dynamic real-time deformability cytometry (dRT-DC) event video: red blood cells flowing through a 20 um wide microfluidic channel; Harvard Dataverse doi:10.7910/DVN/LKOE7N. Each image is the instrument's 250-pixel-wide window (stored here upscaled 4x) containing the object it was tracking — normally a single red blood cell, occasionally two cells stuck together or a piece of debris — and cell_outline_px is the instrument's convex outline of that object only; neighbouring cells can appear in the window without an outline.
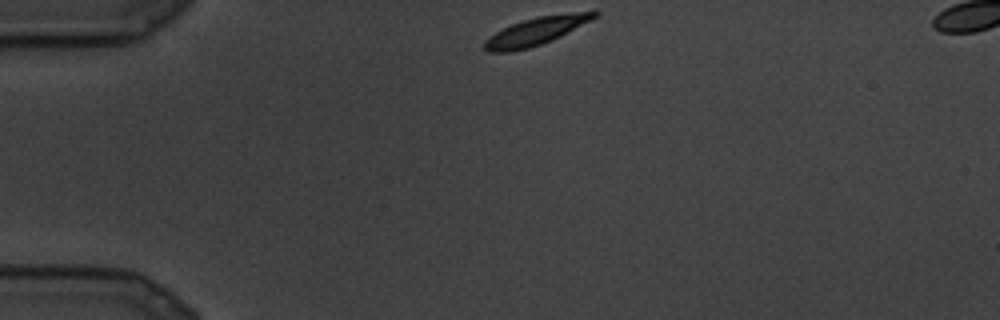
{"species": "common noctule bat (a hibernating species)", "species_latin": "Nyctalus noctula", "temperature_condition": "cold", "stored_images_in_passage": 8, "camera_frame_rate_fps": 3000, "um_per_image_px": 0.085, "animal": {"sex": "male", "body_mass_g": 19.5, "forearm_length_mm": 54.6}, "frame": {"image": 1, "passage_image": 1, "time_ms": 0.0, "image_size_px": [1000, 320], "cell_outline_px": [[600, 12], [592, 20], [552, 40], [528, 48], [512, 52], [488, 52], [480, 44], [484, 40], [496, 32], [512, 24], [524, 20], [540, 16], [576, 12]], "centroid_in_image_um": [45.5, 2.67], "position_along_channel_um": 39.5, "area_um2": 17.51}}
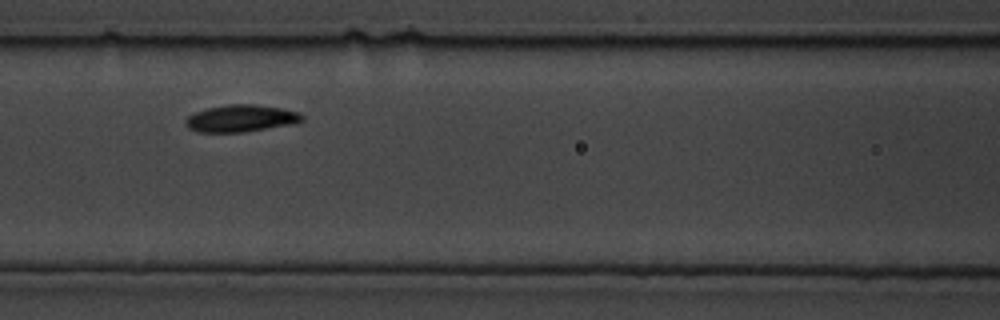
{"frame": {"image": 2, "passage_image": 7, "time_ms": 2.0, "image_size_px": [1000, 320], "cell_outline_px": [[304, 120], [292, 124], [244, 132], [196, 132], [188, 128], [184, 124], [184, 120], [188, 116], [196, 112], [208, 108], [228, 104], [256, 104], [280, 108], [300, 112], [304, 116]], "centroid_in_image_um": [20.47, 10.06], "position_along_channel_um": 146.1, "area_um2": 18.44}}